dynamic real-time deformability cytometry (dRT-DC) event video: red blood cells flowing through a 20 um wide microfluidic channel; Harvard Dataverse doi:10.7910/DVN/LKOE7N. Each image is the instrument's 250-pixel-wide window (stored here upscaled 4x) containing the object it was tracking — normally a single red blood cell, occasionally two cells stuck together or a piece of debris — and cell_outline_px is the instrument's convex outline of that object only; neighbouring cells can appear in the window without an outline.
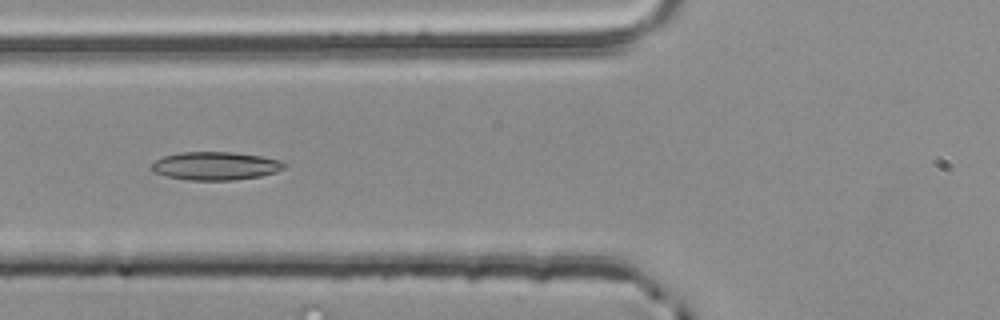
{"species": "common noctule bat (a hibernating species)", "species_latin": "Nyctalus noctula", "temperature_condition": "room temperature", "stored_images_in_passage": 3, "camera_frame_rate_fps": 3000, "um_per_image_px": 0.085, "animal": {"sex": "male", "body_mass_g": 20.4}, "frame": {"image": 1, "passage_image": 3, "time_ms": 0.667, "image_size_px": [1000, 320], "cell_outline_px": [[288, 164], [284, 168], [276, 172], [260, 176], [232, 180], [188, 180], [168, 176], [152, 172], [152, 164], [156, 160], [164, 156], [180, 152], [232, 152], [260, 156], [280, 160]], "centroid_in_image_um": [18.33, 14.1], "position_along_channel_um": 107.5, "area_um2": 21.73}}